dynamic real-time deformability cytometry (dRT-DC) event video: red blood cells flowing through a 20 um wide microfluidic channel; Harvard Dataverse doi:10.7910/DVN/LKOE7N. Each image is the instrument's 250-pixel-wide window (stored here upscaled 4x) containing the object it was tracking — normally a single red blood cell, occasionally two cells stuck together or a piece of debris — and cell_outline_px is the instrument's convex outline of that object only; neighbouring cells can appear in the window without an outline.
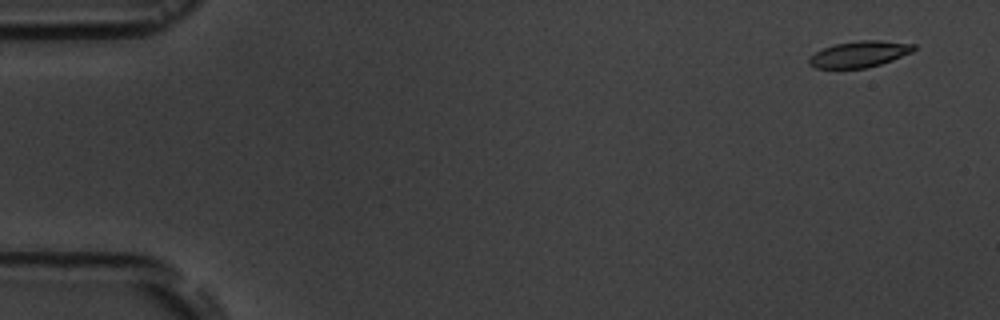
{"species": "common noctule bat (a hibernating species)", "species_latin": "Nyctalus noctula", "temperature_condition": "room temperature", "stored_images_in_passage": 7, "camera_frame_rate_fps": 3000, "um_per_image_px": 0.085, "animal": {"sex": "male", "body_mass_g": 19.5, "forearm_length_mm": 54.6}, "frame": {"image": 1, "passage_image": 2, "time_ms": 1.0, "image_size_px": [1000, 320], "cell_outline_px": [[916, 48], [912, 52], [892, 60], [880, 64], [864, 68], [816, 68], [808, 64], [808, 60], [816, 52], [824, 48], [836, 44], [860, 40], [880, 40], [916, 44]], "centroid_in_image_um": [73.08, 4.6], "position_along_channel_um": 11.9, "area_um2": 15.84}}
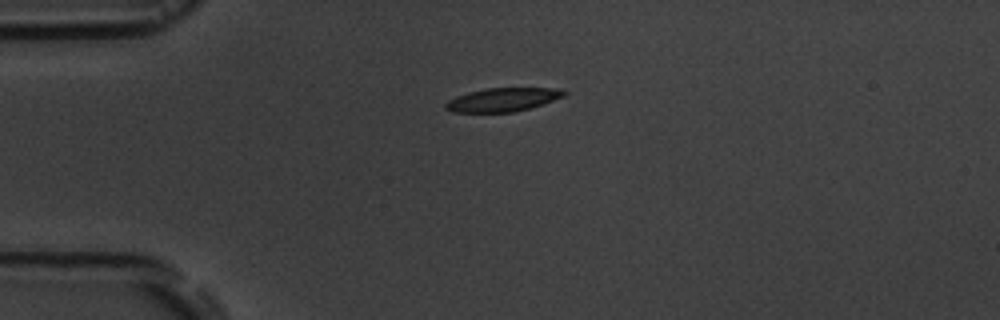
{"frame": {"image": 2, "passage_image": 5, "time_ms": 4.667, "image_size_px": [1000, 320], "cell_outline_px": [[568, 92], [564, 96], [532, 108], [512, 112], [452, 112], [444, 108], [444, 104], [448, 100], [456, 96], [468, 92], [488, 88], [556, 88]], "centroid_in_image_um": [42.72, 8.47], "position_along_channel_um": 42.3, "area_um2": 16.3}}
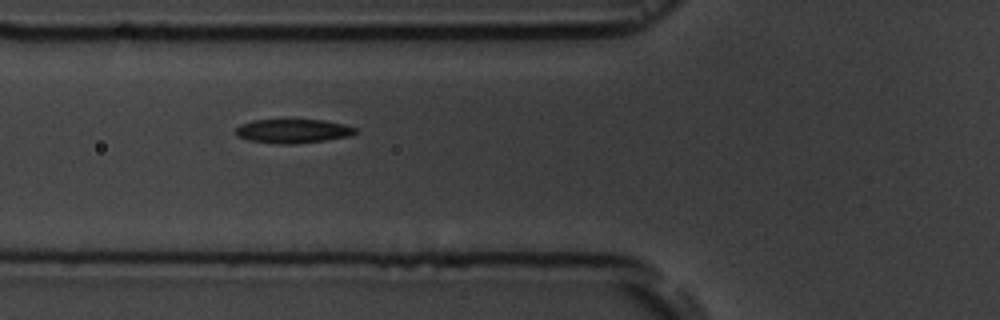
{"frame": {"image": 3, "passage_image": 7, "time_ms": 7.0, "image_size_px": [1000, 320], "cell_outline_px": [[360, 132], [352, 136], [296, 144], [276, 144], [248, 140], [236, 136], [232, 132], [240, 124], [252, 120], [324, 120], [344, 124], [356, 128]], "centroid_in_image_um": [24.89, 11.15], "position_along_channel_um": 100.9, "area_um2": 17.05}}